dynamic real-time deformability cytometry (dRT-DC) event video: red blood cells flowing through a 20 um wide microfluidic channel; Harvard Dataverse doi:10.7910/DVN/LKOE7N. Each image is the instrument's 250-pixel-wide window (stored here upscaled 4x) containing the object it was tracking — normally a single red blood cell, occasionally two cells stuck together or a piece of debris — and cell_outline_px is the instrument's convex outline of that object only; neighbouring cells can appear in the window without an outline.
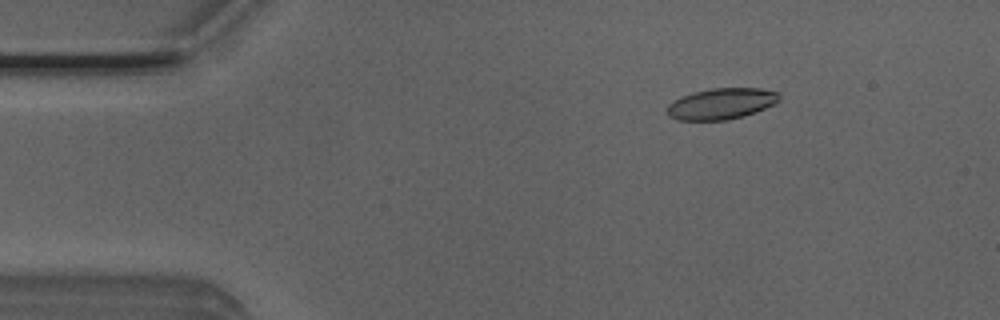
{"species": "Egyptian fruit bat (a non-hibernating species)", "species_latin": "Rousettus aegyptiacus", "temperature_condition": "room temperature", "stored_images_in_passage": 9, "camera_frame_rate_fps": 3000, "um_per_image_px": 0.085, "animal": {"sex": "male"}, "frame": {"image": 1, "passage_image": 1, "time_ms": 0.0, "image_size_px": [1000, 320], "cell_outline_px": [[780, 100], [776, 104], [756, 112], [744, 116], [728, 120], [676, 120], [668, 116], [664, 112], [664, 108], [672, 100], [680, 96], [692, 92], [712, 88], [760, 88], [780, 92]], "centroid_in_image_um": [61.28, 8.82], "position_along_channel_um": 23.7, "area_um2": 20.92}}
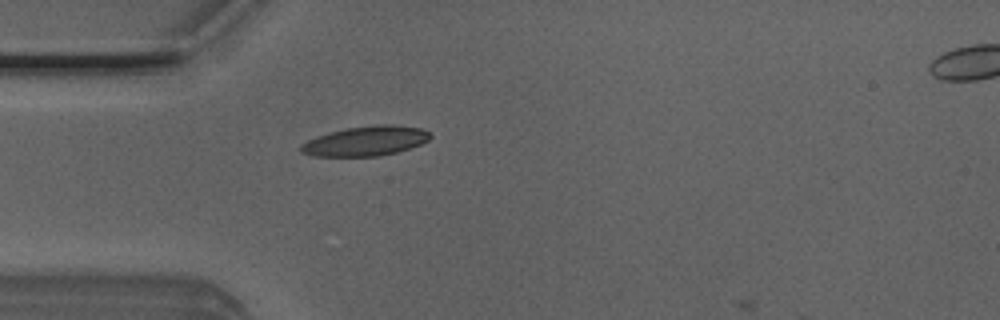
{"frame": {"image": 2, "passage_image": 8, "time_ms": 2.333, "image_size_px": [1000, 320], "cell_outline_px": [[432, 136], [428, 140], [420, 144], [396, 152], [380, 156], [312, 156], [300, 152], [300, 144], [316, 136], [328, 132], [348, 128], [376, 124], [392, 124], [424, 128]], "centroid_in_image_um": [31.07, 11.98], "position_along_channel_um": 53.9, "area_um2": 22.48}}